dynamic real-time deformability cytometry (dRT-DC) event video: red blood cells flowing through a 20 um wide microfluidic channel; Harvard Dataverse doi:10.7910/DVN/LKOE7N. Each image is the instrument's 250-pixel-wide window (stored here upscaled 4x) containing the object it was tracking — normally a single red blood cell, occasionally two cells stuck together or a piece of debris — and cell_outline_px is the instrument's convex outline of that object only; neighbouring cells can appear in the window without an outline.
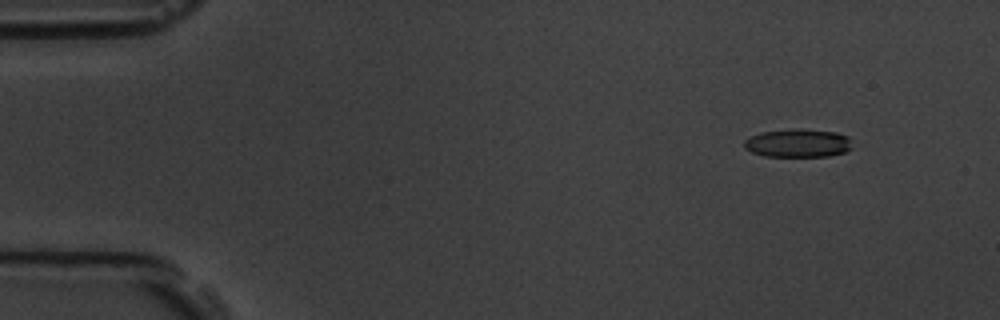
{"species": "common noctule bat (a hibernating species)", "species_latin": "Nyctalus noctula", "temperature_condition": "room temperature", "stored_images_in_passage": 4, "camera_frame_rate_fps": 3000, "um_per_image_px": 0.085, "animal": {"sex": "male", "body_mass_g": 19.5, "forearm_length_mm": 54.6}, "frame": {"image": 1, "passage_image": 1, "time_ms": 0.0, "image_size_px": [1000, 320], "cell_outline_px": [[852, 148], [844, 152], [828, 156], [764, 156], [752, 152], [744, 148], [744, 140], [760, 132], [792, 128], [800, 128], [836, 132], [848, 136]], "centroid_in_image_um": [67.81, 12.15], "position_along_channel_um": 17.2, "area_um2": 17.92}}
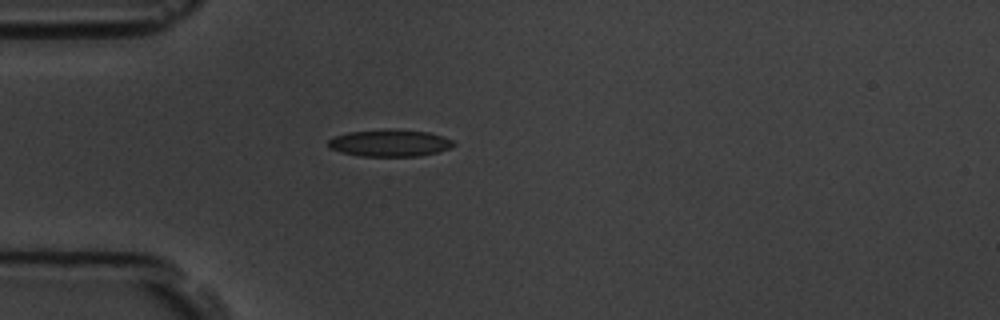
{"frame": {"image": 2, "passage_image": 4, "time_ms": 3.333, "image_size_px": [1000, 320], "cell_outline_px": [[456, 144], [440, 152], [420, 156], [360, 156], [340, 152], [328, 148], [328, 140], [336, 136], [348, 132], [388, 128], [428, 132], [452, 140]], "centroid_in_image_um": [33.11, 12.15], "position_along_channel_um": 51.9, "area_um2": 19.83}}